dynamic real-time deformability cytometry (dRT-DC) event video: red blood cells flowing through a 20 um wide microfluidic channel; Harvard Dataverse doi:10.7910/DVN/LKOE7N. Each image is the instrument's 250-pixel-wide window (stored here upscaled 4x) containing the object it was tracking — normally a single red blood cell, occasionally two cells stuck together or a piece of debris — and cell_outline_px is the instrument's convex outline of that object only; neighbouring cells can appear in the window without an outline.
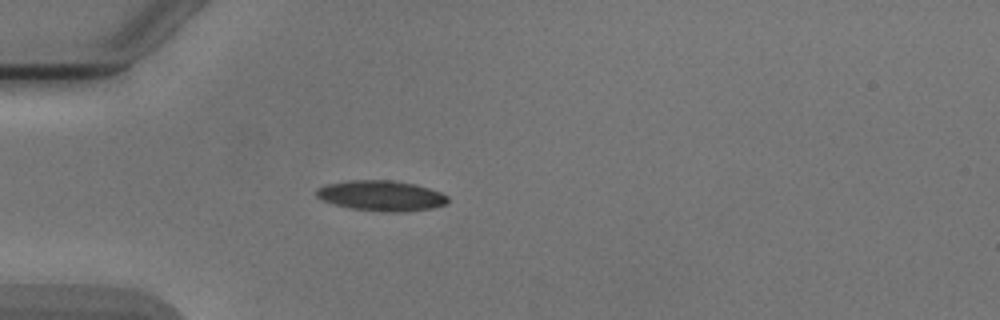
{"species": "Egyptian fruit bat (a non-hibernating species)", "species_latin": "Rousettus aegyptiacus", "temperature_condition": "cold", "stored_images_in_passage": 3, "camera_frame_rate_fps": 3000, "um_per_image_px": 0.085, "animal": {"sex": "male"}, "frame": {"image": 1, "passage_image": 3, "time_ms": 2.333, "image_size_px": [1000, 320], "cell_outline_px": [[448, 200], [444, 204], [432, 208], [404, 212], [384, 212], [348, 208], [332, 204], [320, 200], [316, 196], [316, 188], [324, 184], [348, 180], [392, 180], [416, 184], [440, 192], [448, 196]], "centroid_in_image_um": [32.34, 16.63], "position_along_channel_um": 52.7, "area_um2": 23.58}}